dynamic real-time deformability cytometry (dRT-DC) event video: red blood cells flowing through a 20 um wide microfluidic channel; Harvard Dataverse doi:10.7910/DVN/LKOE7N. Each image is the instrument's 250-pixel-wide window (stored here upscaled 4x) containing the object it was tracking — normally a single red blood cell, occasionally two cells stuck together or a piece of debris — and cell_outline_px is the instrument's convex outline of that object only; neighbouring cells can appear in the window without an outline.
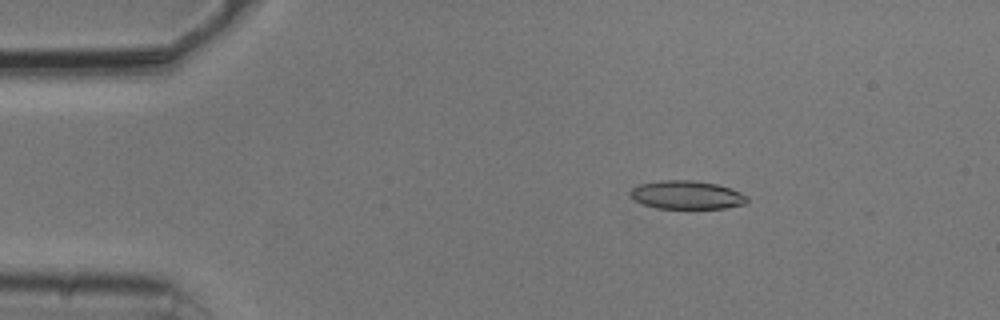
{"species": "common noctule bat (a hibernating species)", "species_latin": "Nyctalus noctula", "temperature_condition": "cold", "stored_images_in_passage": 54, "camera_frame_rate_fps": 3000, "um_per_image_px": 0.085, "animal": {"sex": "male", "body_mass_g": 20.5, "forearm_length_mm": 52.5}, "frame": {"image": 1, "passage_image": 9, "time_ms": 2.667, "image_size_px": [1000, 320], "cell_outline_px": [[748, 200], [744, 204], [724, 208], [656, 208], [644, 204], [636, 200], [628, 192], [632, 188], [640, 184], [660, 180], [692, 180], [716, 184], [740, 192], [748, 196]], "centroid_in_image_um": [58.37, 16.56], "position_along_channel_um": 26.6, "area_um2": 19.13}}
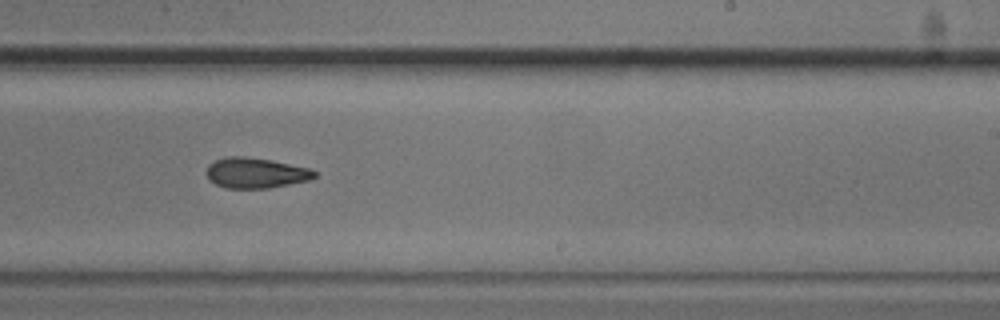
{"frame": {"image": 2, "passage_image": 33, "time_ms": 10.667, "image_size_px": [1000, 320], "cell_outline_px": [[316, 176], [312, 180], [268, 188], [224, 188], [208, 180], [208, 164], [224, 156], [244, 156], [272, 160], [308, 168], [316, 172]], "centroid_in_image_um": [21.74, 14.7], "position_along_channel_um": 267.3, "area_um2": 19.19}}
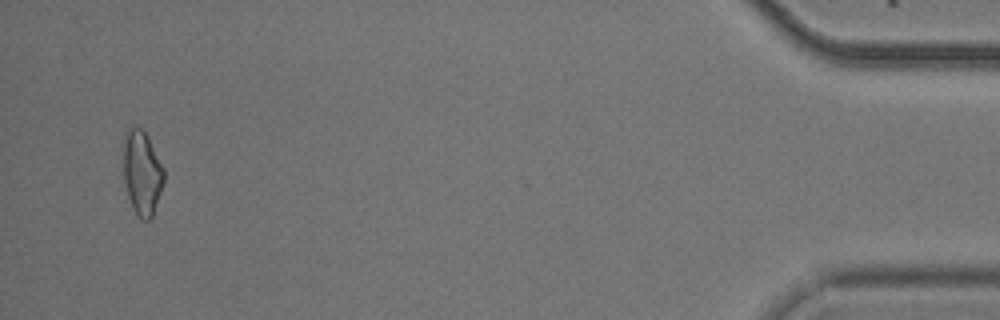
{"frame": {"image": 3, "passage_image": 52, "time_ms": 17.0, "image_size_px": [1000, 320], "cell_outline_px": [[164, 184], [152, 216], [148, 220], [144, 220], [132, 208], [128, 196], [124, 180], [124, 132], [128, 128], [140, 128], [144, 132], [164, 168]], "centroid_in_image_um": [12.07, 14.7], "position_along_channel_um": 423.1, "area_um2": 19.54}, "authors_computed_cell_mechanics": {"area_um2": 19.1896, "velocity_mm_per_s": 3.7538, "shape_relaxation_time_tau1_ms": null, "shape_relaxation_time_tau2_ms": 7.6623, "deformation_change_tau1": null, "deformation_change_tau2": 0.1742}}